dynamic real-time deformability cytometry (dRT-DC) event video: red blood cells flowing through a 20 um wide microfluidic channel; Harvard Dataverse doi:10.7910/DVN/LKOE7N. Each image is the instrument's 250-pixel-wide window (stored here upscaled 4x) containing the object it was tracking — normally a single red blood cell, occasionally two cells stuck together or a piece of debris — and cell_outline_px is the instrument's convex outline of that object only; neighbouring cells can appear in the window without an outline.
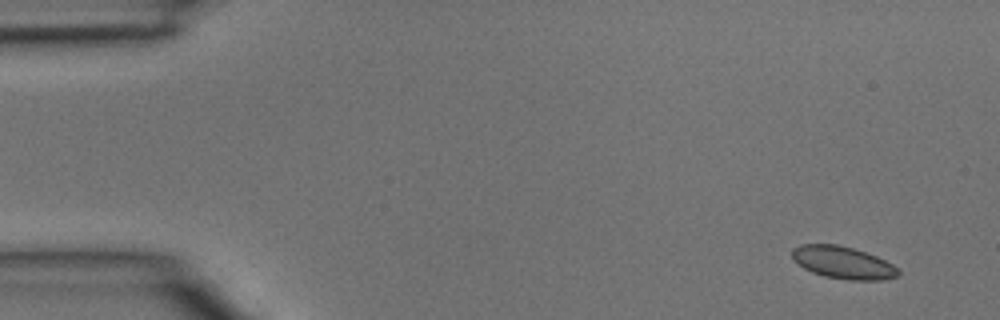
{"species": "common noctule bat (a hibernating species)", "species_latin": "Nyctalus noctula", "temperature_condition": "room temperature", "stored_images_in_passage": 3, "camera_frame_rate_fps": 3000, "um_per_image_px": 0.085, "animal": {"sex": "male", "body_mass_g": 15.6}, "frame": {"image": 1, "passage_image": 1, "time_ms": 0.0, "image_size_px": [1000, 320], "cell_outline_px": [[900, 276], [880, 280], [848, 280], [824, 276], [812, 272], [804, 268], [792, 260], [792, 248], [800, 244], [836, 244], [852, 248], [876, 256], [892, 264], [900, 272]], "centroid_in_image_um": [71.62, 22.32], "position_along_channel_um": 13.4, "area_um2": 20.0}}